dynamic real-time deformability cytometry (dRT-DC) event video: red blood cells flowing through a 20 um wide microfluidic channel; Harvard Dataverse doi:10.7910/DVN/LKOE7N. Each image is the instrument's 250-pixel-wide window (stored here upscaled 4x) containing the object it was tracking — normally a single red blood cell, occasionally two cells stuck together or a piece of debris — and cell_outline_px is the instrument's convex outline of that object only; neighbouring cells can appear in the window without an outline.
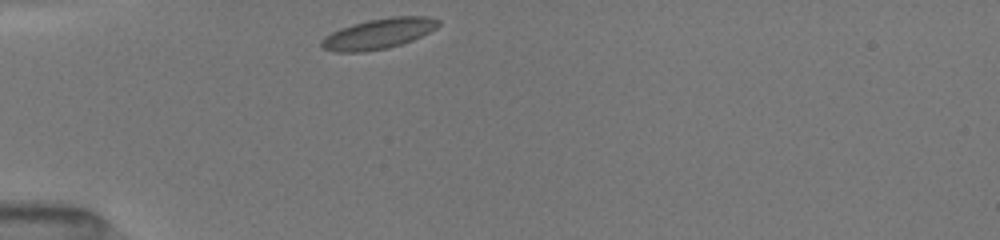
{"species": "common noctule bat (a hibernating species)", "species_latin": "Nyctalus noctula", "temperature_condition": "room temperature", "stored_images_in_passage": 11, "camera_frame_rate_fps": 3000, "um_per_image_px": 0.085, "animal": {"sex": "female", "body_mass_g": 19.5, "forearm_length_mm": 54.1}, "frame": {"image": 1, "passage_image": 1, "time_ms": 0.0, "image_size_px": [1000, 240], "cell_outline_px": [[440, 24], [436, 28], [412, 40], [388, 48], [360, 52], [336, 52], [320, 48], [320, 40], [324, 36], [340, 28], [352, 24], [368, 20], [392, 16], [428, 16], [440, 20]], "centroid_in_image_um": [32.14, 2.86], "position_along_channel_um": 52.9, "area_um2": 20.75}}
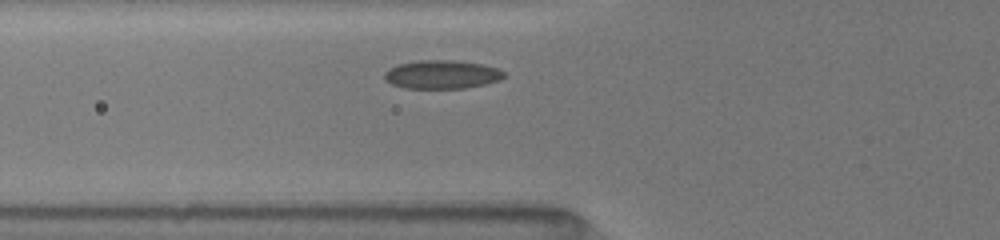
{"frame": {"image": 2, "passage_image": 5, "time_ms": 1.333, "image_size_px": [1000, 240], "cell_outline_px": [[504, 76], [500, 80], [484, 84], [464, 88], [404, 88], [392, 84], [384, 76], [384, 72], [388, 68], [400, 64], [416, 60], [456, 60], [484, 64], [500, 68], [504, 72]], "centroid_in_image_um": [37.58, 6.32], "position_along_channel_um": 88.2, "area_um2": 19.94}}
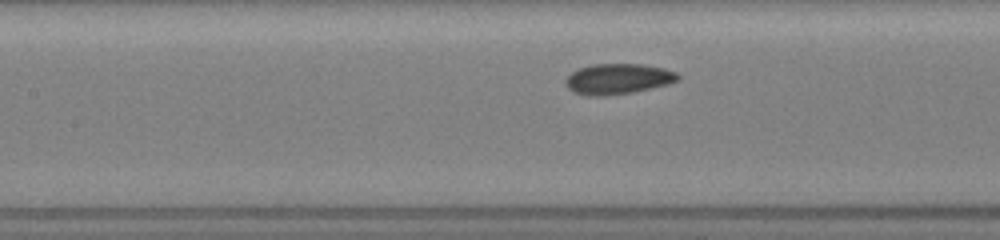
{"frame": {"image": 3, "passage_image": 10, "time_ms": 3.0, "image_size_px": [1000, 240], "cell_outline_px": [[680, 80], [668, 84], [632, 92], [604, 96], [588, 96], [572, 92], [564, 84], [564, 80], [576, 68], [592, 64], [640, 64], [664, 68], [676, 72], [680, 76]], "centroid_in_image_um": [52.49, 6.71], "position_along_channel_um": 154.9, "area_um2": 20.17}}